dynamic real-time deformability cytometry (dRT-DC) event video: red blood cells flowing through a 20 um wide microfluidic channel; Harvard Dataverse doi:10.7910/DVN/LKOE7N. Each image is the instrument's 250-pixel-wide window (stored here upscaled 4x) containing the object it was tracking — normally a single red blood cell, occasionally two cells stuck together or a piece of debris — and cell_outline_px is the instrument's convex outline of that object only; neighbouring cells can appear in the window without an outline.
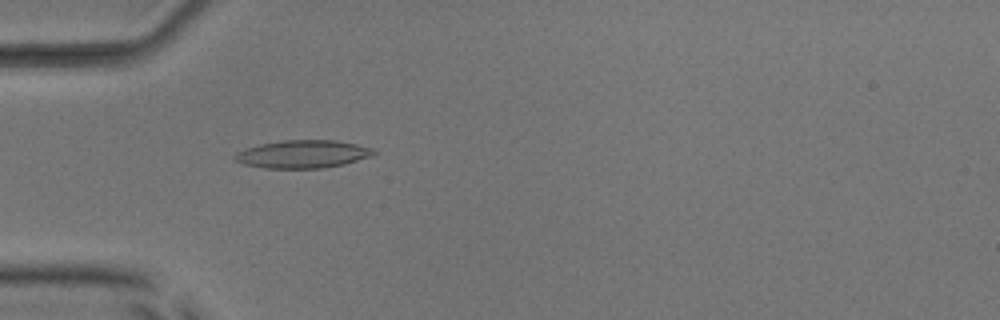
{"species": "common noctule bat (a hibernating species)", "species_latin": "Nyctalus noctula", "temperature_condition": "room temperature", "stored_images_in_passage": 51, "camera_frame_rate_fps": 3000, "um_per_image_px": 0.085, "animal": {"sex": "male", "body_mass_g": 17.9, "forearm_length_mm": 54.2}, "frame": {"image": 1, "passage_image": 16, "time_ms": 5.0, "image_size_px": [1000, 320], "cell_outline_px": [[376, 152], [372, 156], [344, 164], [320, 168], [264, 168], [244, 164], [236, 160], [232, 156], [236, 152], [260, 144], [280, 140], [336, 140], [376, 148]], "centroid_in_image_um": [25.76, 13.09], "position_along_channel_um": 59.2, "area_um2": 22.6}}
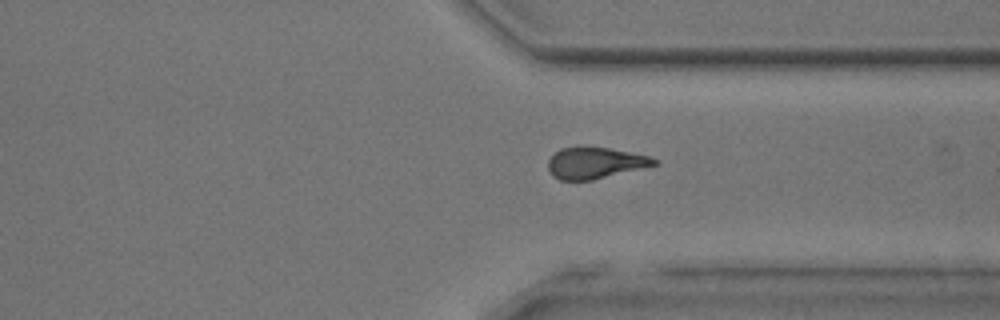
{"frame": {"image": 2, "passage_image": 39, "time_ms": 12.667, "image_size_px": [1000, 320], "cell_outline_px": [[656, 164], [592, 180], [560, 180], [552, 176], [548, 168], [548, 160], [560, 148], [576, 144], [608, 148], [648, 156], [656, 160]], "centroid_in_image_um": [50.47, 13.82], "position_along_channel_um": 360.9, "area_um2": 19.36}}
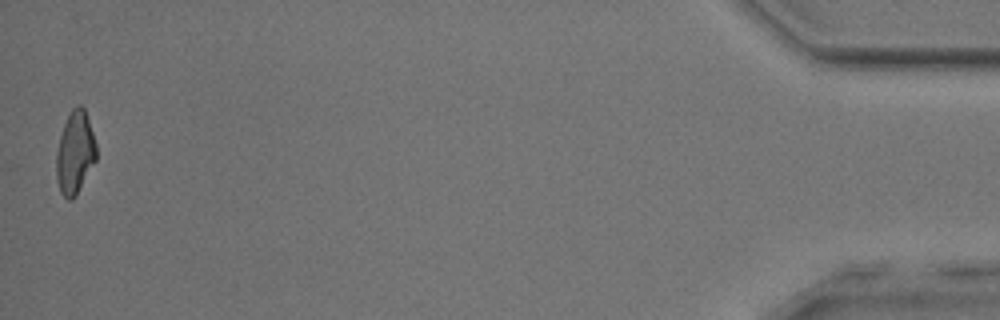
{"frame": {"image": 3, "passage_image": 51, "time_ms": 16.667, "image_size_px": [1000, 320], "cell_outline_px": [[96, 160], [76, 196], [72, 200], [68, 200], [60, 192], [56, 180], [56, 152], [60, 136], [64, 124], [72, 108], [76, 104], [80, 104], [84, 108], [96, 144]], "centroid_in_image_um": [6.36, 13.0], "position_along_channel_um": 428.8, "area_um2": 19.25}, "authors_computed_cell_mechanics": {"area_um2": 20.4034, "velocity_mm_per_s": 4.0023, "shape_relaxation_time_tau1_ms": 10.6542, "shape_relaxation_time_tau2_ms": 2.8442, "deformation_change_tau1": 0.2927, "deformation_change_tau2": 0.1276}}